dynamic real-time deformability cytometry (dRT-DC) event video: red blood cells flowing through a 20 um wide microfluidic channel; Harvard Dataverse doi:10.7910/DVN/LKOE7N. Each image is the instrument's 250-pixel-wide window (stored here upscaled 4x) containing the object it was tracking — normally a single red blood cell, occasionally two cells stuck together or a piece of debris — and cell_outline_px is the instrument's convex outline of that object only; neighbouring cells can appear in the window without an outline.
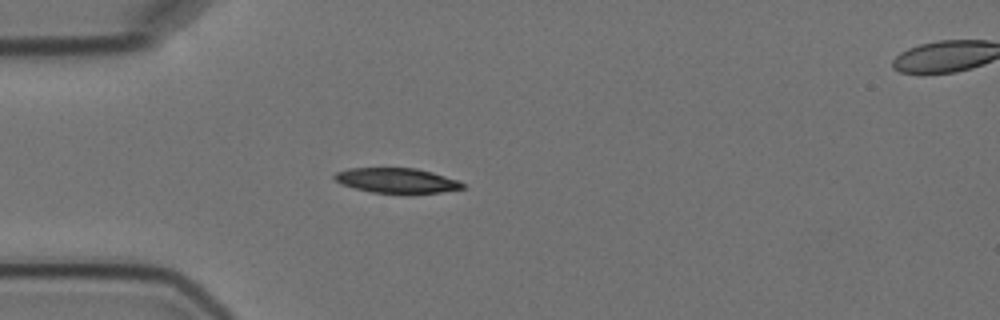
{"species": "Egyptian fruit bat (a non-hibernating species)", "species_latin": "Rousettus aegyptiacus", "temperature_condition": "cold", "stored_images_in_passage": 5, "camera_frame_rate_fps": 3000, "um_per_image_px": 0.085, "animal": {"sex": "female"}, "frame": {"image": 1, "passage_image": 4, "time_ms": 3.667, "image_size_px": [1000, 320], "cell_outline_px": [[464, 188], [440, 192], [404, 196], [372, 192], [340, 184], [332, 176], [336, 172], [348, 168], [416, 168], [432, 172], [460, 180], [464, 184]], "centroid_in_image_um": [33.75, 15.37], "position_along_channel_um": 51.3, "area_um2": 19.31}}